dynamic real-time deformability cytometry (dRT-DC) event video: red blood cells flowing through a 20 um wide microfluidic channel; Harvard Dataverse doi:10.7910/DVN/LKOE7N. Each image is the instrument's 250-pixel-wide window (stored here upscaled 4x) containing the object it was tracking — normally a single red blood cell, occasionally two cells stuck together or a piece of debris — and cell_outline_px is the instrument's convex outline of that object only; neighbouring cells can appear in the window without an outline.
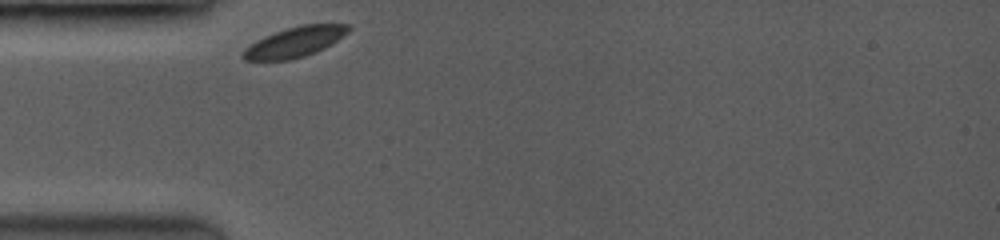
{"species": "common noctule bat (a hibernating species)", "species_latin": "Nyctalus noctula", "temperature_condition": "room temperature", "stored_images_in_passage": 29, "camera_frame_rate_fps": 3500, "um_per_image_px": 0.085, "animal": {"sex": "female", "body_mass_g": 19.0, "forearm_length_mm": 53.3}, "frame": {"image": 1, "passage_image": 1, "time_ms": 0.0, "image_size_px": [1000, 240], "cell_outline_px": [[352, 28], [348, 32], [324, 48], [316, 52], [304, 56], [288, 60], [244, 60], [240, 56], [240, 52], [244, 48], [256, 40], [264, 36], [300, 24], [348, 24]], "centroid_in_image_um": [25.01, 3.57], "position_along_channel_um": 60.0, "area_um2": 18.5}}
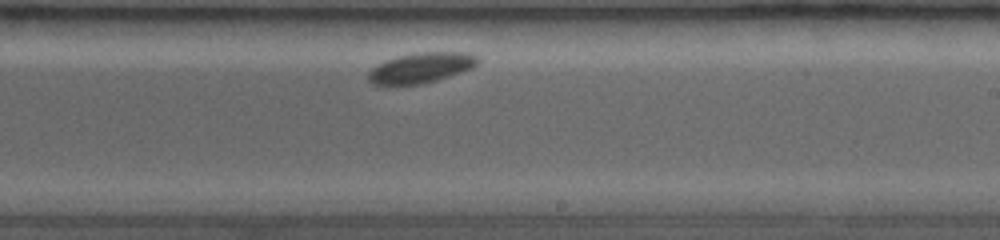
{"frame": {"image": 2, "passage_image": 17, "time_ms": 5.429, "image_size_px": [1000, 240], "cell_outline_px": [[480, 60], [472, 68], [424, 84], [372, 84], [368, 80], [368, 72], [376, 64], [384, 60], [396, 56], [416, 52], [464, 52], [476, 56]], "centroid_in_image_um": [35.75, 5.74], "position_along_channel_um": 253.2, "area_um2": 19.25}}
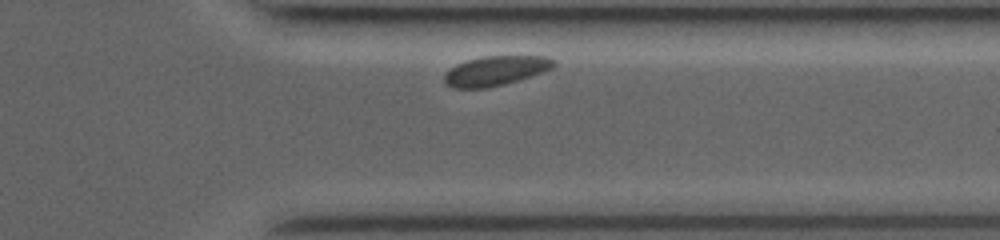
{"frame": {"image": 3, "passage_image": 26, "time_ms": 8.571, "image_size_px": [1000, 240], "cell_outline_px": [[556, 64], [540, 72], [504, 84], [484, 88], [452, 88], [444, 84], [444, 76], [456, 64], [468, 60], [484, 56], [548, 56]], "centroid_in_image_um": [42.06, 6.01], "position_along_channel_um": 369.3, "area_um2": 18.38}}